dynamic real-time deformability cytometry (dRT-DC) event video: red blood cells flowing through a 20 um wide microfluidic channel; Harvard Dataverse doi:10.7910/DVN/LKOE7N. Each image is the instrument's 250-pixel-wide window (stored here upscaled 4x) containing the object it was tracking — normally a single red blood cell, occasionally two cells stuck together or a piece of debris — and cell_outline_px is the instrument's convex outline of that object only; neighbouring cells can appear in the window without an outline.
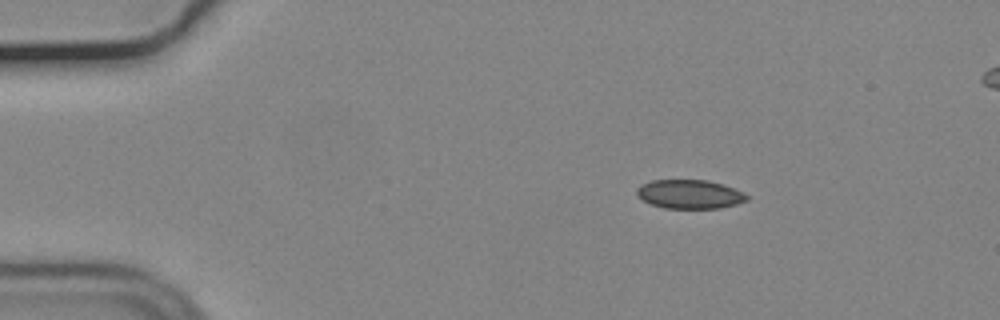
{"species": "common noctule bat (a hibernating species)", "species_latin": "Nyctalus noctula", "temperature_condition": "cold", "stored_images_in_passage": 15, "camera_frame_rate_fps": 3000, "um_per_image_px": 0.085, "animal": {"sex": "male", "body_mass_g": 19.2, "forearm_length_mm": 51.8}, "frame": {"image": 1, "passage_image": 1, "time_ms": 0.0, "image_size_px": [1000, 320], "cell_outline_px": [[748, 200], [736, 204], [720, 208], [664, 208], [652, 204], [636, 196], [636, 188], [640, 184], [652, 180], [708, 180], [724, 184], [744, 192], [748, 196]], "centroid_in_image_um": [58.62, 16.5], "position_along_channel_um": 26.4, "area_um2": 18.67}}
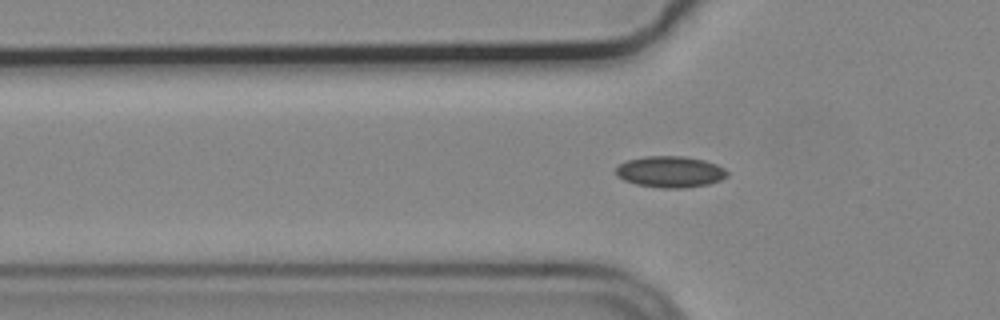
{"frame": {"image": 2, "passage_image": 10, "time_ms": 3.0, "image_size_px": [1000, 320], "cell_outline_px": [[728, 176], [720, 180], [708, 184], [684, 188], [660, 188], [636, 184], [624, 180], [616, 176], [616, 168], [620, 164], [628, 160], [644, 156], [684, 156], [704, 160], [716, 164], [724, 168], [728, 172]], "centroid_in_image_um": [56.97, 14.6], "position_along_channel_um": 68.8, "area_um2": 20.35}}
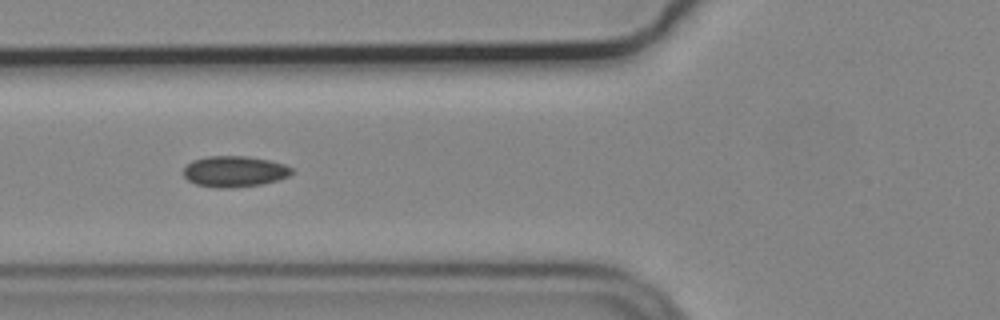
{"frame": {"image": 3, "passage_image": 13, "time_ms": 4.0, "image_size_px": [1000, 320], "cell_outline_px": [[292, 172], [288, 176], [276, 180], [260, 184], [236, 188], [212, 188], [196, 184], [188, 180], [184, 176], [184, 168], [192, 160], [208, 156], [248, 156], [268, 160], [284, 164], [292, 168]], "centroid_in_image_um": [19.9, 14.58], "position_along_channel_um": 105.9, "area_um2": 19.54}}